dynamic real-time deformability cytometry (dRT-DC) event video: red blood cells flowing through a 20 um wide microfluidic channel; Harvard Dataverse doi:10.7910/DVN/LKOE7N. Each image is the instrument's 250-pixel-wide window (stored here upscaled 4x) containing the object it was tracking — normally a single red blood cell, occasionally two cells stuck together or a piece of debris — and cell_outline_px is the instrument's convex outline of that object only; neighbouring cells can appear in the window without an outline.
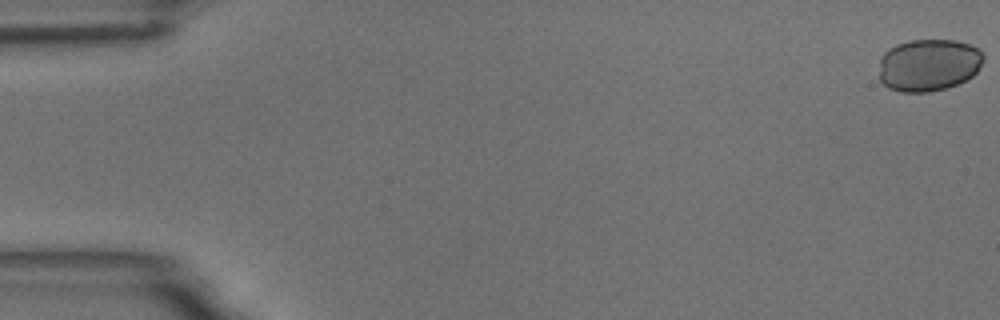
{"species": "common noctule bat (a hibernating species)", "species_latin": "Nyctalus noctula", "temperature_condition": "room temperature", "stored_images_in_passage": 59, "camera_frame_rate_fps": 3000, "um_per_image_px": 0.085, "animal": {"sex": "male", "body_mass_g": 18.8}, "frame": {"image": 1, "passage_image": 1, "time_ms": 0.0, "image_size_px": [1000, 320], "cell_outline_px": [[984, 60], [976, 72], [972, 76], [948, 88], [928, 92], [900, 92], [888, 88], [880, 80], [880, 56], [888, 48], [896, 44], [908, 40], [956, 40], [972, 44], [980, 48], [984, 56]], "centroid_in_image_um": [78.94, 5.51], "position_along_channel_um": 6.1, "area_um2": 32.25}}